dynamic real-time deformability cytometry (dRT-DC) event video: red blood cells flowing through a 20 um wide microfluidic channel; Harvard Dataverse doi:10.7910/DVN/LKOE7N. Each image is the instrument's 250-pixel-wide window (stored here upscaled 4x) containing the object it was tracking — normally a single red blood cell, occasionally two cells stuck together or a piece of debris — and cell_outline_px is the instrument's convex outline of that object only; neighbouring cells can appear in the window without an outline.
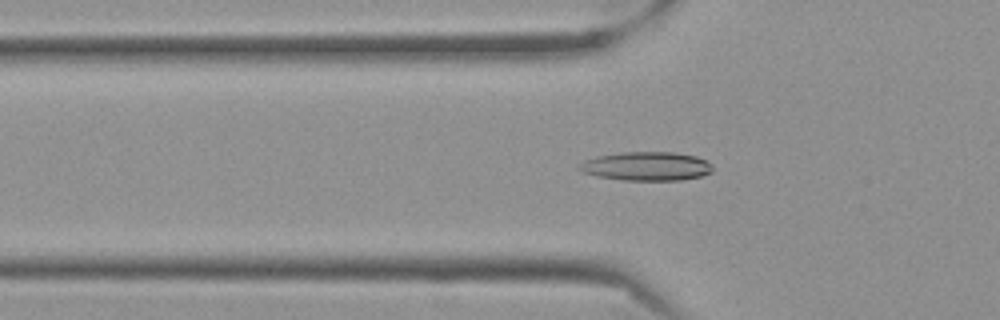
{"species": "Egyptian fruit bat (a non-hibernating species)", "species_latin": "Rousettus aegyptiacus", "temperature_condition": "cold", "stored_images_in_passage": 56, "camera_frame_rate_fps": 3000, "um_per_image_px": 0.085, "frame": {"image": 1, "passage_image": 19, "time_ms": 6.0, "image_size_px": [1000, 320], "cell_outline_px": [[712, 172], [700, 176], [680, 180], [624, 180], [596, 176], [584, 172], [580, 168], [580, 164], [584, 160], [600, 156], [624, 152], [672, 152], [696, 156], [712, 164]], "centroid_in_image_um": [54.99, 14.13], "position_along_channel_um": 70.8, "area_um2": 22.08}}
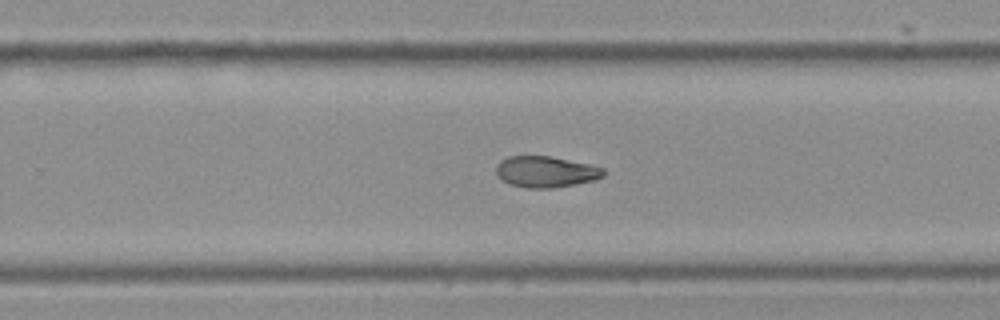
{"frame": {"image": 2, "passage_image": 37, "time_ms": 12.0, "image_size_px": [1000, 320], "cell_outline_px": [[604, 176], [596, 180], [576, 184], [552, 188], [528, 188], [508, 184], [496, 172], [496, 164], [500, 160], [508, 156], [552, 156], [592, 164], [604, 168]], "centroid_in_image_um": [46.43, 14.59], "position_along_channel_um": 283.4, "area_um2": 19.71}}
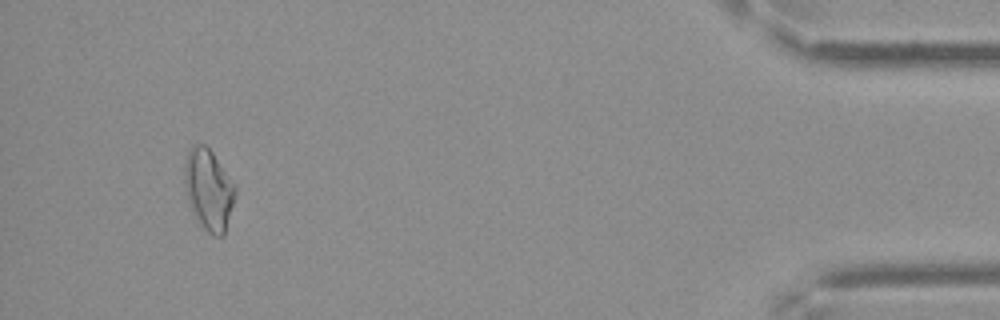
{"frame": {"image": 3, "passage_image": 54, "time_ms": 17.667, "image_size_px": [1000, 320], "cell_outline_px": [[236, 192], [224, 236], [212, 236], [200, 224], [188, 204], [184, 184], [184, 164], [188, 152], [192, 144], [204, 144], [212, 152], [236, 184]], "centroid_in_image_um": [17.73, 16.11], "position_along_channel_um": 417.5, "area_um2": 24.1}, "authors_computed_cell_mechanics": {"area_um2": 20.7213, "velocity_mm_per_s": 3.5307, "shape_relaxation_time_tau1_ms": null, "shape_relaxation_time_tau2_ms": 7.8086, "deformation_change_tau1": null, "deformation_change_tau2": 0.1287}}